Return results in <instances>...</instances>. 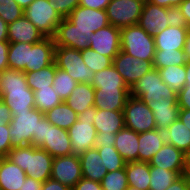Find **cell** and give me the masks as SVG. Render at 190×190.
Segmentation results:
<instances>
[{"mask_svg":"<svg viewBox=\"0 0 190 190\" xmlns=\"http://www.w3.org/2000/svg\"><path fill=\"white\" fill-rule=\"evenodd\" d=\"M184 51H185L186 59L190 60V30H189L187 37H186Z\"/></svg>","mask_w":190,"mask_h":190,"instance_id":"be15d7a7","label":"cell"},{"mask_svg":"<svg viewBox=\"0 0 190 190\" xmlns=\"http://www.w3.org/2000/svg\"><path fill=\"white\" fill-rule=\"evenodd\" d=\"M184 171H169L160 167L150 166L149 190H166Z\"/></svg>","mask_w":190,"mask_h":190,"instance_id":"d590c367","label":"cell"},{"mask_svg":"<svg viewBox=\"0 0 190 190\" xmlns=\"http://www.w3.org/2000/svg\"><path fill=\"white\" fill-rule=\"evenodd\" d=\"M126 190H140V189L132 187V186H128V188Z\"/></svg>","mask_w":190,"mask_h":190,"instance_id":"a7ac6f4b","label":"cell"},{"mask_svg":"<svg viewBox=\"0 0 190 190\" xmlns=\"http://www.w3.org/2000/svg\"><path fill=\"white\" fill-rule=\"evenodd\" d=\"M186 154L169 143L162 148L149 161L150 166L160 167L169 171H185Z\"/></svg>","mask_w":190,"mask_h":190,"instance_id":"ffe728a7","label":"cell"},{"mask_svg":"<svg viewBox=\"0 0 190 190\" xmlns=\"http://www.w3.org/2000/svg\"><path fill=\"white\" fill-rule=\"evenodd\" d=\"M9 123V134L12 148L32 145L33 134H37L38 121L44 117V113L36 108L29 112L13 113Z\"/></svg>","mask_w":190,"mask_h":190,"instance_id":"8992f818","label":"cell"},{"mask_svg":"<svg viewBox=\"0 0 190 190\" xmlns=\"http://www.w3.org/2000/svg\"><path fill=\"white\" fill-rule=\"evenodd\" d=\"M92 31L76 30V26L67 18H62L53 36L55 46H64L76 50L89 48Z\"/></svg>","mask_w":190,"mask_h":190,"instance_id":"5bb4252c","label":"cell"},{"mask_svg":"<svg viewBox=\"0 0 190 190\" xmlns=\"http://www.w3.org/2000/svg\"><path fill=\"white\" fill-rule=\"evenodd\" d=\"M166 190H190V180L183 174L177 178Z\"/></svg>","mask_w":190,"mask_h":190,"instance_id":"db71d44e","label":"cell"},{"mask_svg":"<svg viewBox=\"0 0 190 190\" xmlns=\"http://www.w3.org/2000/svg\"><path fill=\"white\" fill-rule=\"evenodd\" d=\"M10 138L9 123L5 126H0V157H6L12 149Z\"/></svg>","mask_w":190,"mask_h":190,"instance_id":"7dc6e473","label":"cell"},{"mask_svg":"<svg viewBox=\"0 0 190 190\" xmlns=\"http://www.w3.org/2000/svg\"><path fill=\"white\" fill-rule=\"evenodd\" d=\"M25 10L34 0H15Z\"/></svg>","mask_w":190,"mask_h":190,"instance_id":"003e7915","label":"cell"},{"mask_svg":"<svg viewBox=\"0 0 190 190\" xmlns=\"http://www.w3.org/2000/svg\"><path fill=\"white\" fill-rule=\"evenodd\" d=\"M81 56L85 65L94 73L110 67L113 63L110 57L101 55L90 48L81 50Z\"/></svg>","mask_w":190,"mask_h":190,"instance_id":"b9f144b4","label":"cell"},{"mask_svg":"<svg viewBox=\"0 0 190 190\" xmlns=\"http://www.w3.org/2000/svg\"><path fill=\"white\" fill-rule=\"evenodd\" d=\"M41 190H71L67 186L61 184L59 181L47 179L41 187Z\"/></svg>","mask_w":190,"mask_h":190,"instance_id":"9f6ffc18","label":"cell"},{"mask_svg":"<svg viewBox=\"0 0 190 190\" xmlns=\"http://www.w3.org/2000/svg\"><path fill=\"white\" fill-rule=\"evenodd\" d=\"M147 106L152 110L156 129L164 131L179 117V106L177 99H159L146 102Z\"/></svg>","mask_w":190,"mask_h":190,"instance_id":"ac0fdd59","label":"cell"},{"mask_svg":"<svg viewBox=\"0 0 190 190\" xmlns=\"http://www.w3.org/2000/svg\"><path fill=\"white\" fill-rule=\"evenodd\" d=\"M45 36L24 15L8 24L9 43H37Z\"/></svg>","mask_w":190,"mask_h":190,"instance_id":"7402d4cb","label":"cell"},{"mask_svg":"<svg viewBox=\"0 0 190 190\" xmlns=\"http://www.w3.org/2000/svg\"><path fill=\"white\" fill-rule=\"evenodd\" d=\"M27 175L6 157H0V190H20Z\"/></svg>","mask_w":190,"mask_h":190,"instance_id":"484cf974","label":"cell"},{"mask_svg":"<svg viewBox=\"0 0 190 190\" xmlns=\"http://www.w3.org/2000/svg\"><path fill=\"white\" fill-rule=\"evenodd\" d=\"M0 41H8V24L0 17Z\"/></svg>","mask_w":190,"mask_h":190,"instance_id":"6125c7cd","label":"cell"},{"mask_svg":"<svg viewBox=\"0 0 190 190\" xmlns=\"http://www.w3.org/2000/svg\"><path fill=\"white\" fill-rule=\"evenodd\" d=\"M121 50L141 61H153L155 55L154 36L149 35L138 24L120 29Z\"/></svg>","mask_w":190,"mask_h":190,"instance_id":"277c9868","label":"cell"},{"mask_svg":"<svg viewBox=\"0 0 190 190\" xmlns=\"http://www.w3.org/2000/svg\"><path fill=\"white\" fill-rule=\"evenodd\" d=\"M183 0H151L150 2L152 4L165 7V8H170V7H178Z\"/></svg>","mask_w":190,"mask_h":190,"instance_id":"680465c9","label":"cell"},{"mask_svg":"<svg viewBox=\"0 0 190 190\" xmlns=\"http://www.w3.org/2000/svg\"><path fill=\"white\" fill-rule=\"evenodd\" d=\"M0 98L12 114L35 108L34 91L28 87L25 73L20 70L7 68L0 72Z\"/></svg>","mask_w":190,"mask_h":190,"instance_id":"6da1fadb","label":"cell"},{"mask_svg":"<svg viewBox=\"0 0 190 190\" xmlns=\"http://www.w3.org/2000/svg\"><path fill=\"white\" fill-rule=\"evenodd\" d=\"M187 62L184 49L156 50L153 68L162 69L170 65H185Z\"/></svg>","mask_w":190,"mask_h":190,"instance_id":"74e56055","label":"cell"},{"mask_svg":"<svg viewBox=\"0 0 190 190\" xmlns=\"http://www.w3.org/2000/svg\"><path fill=\"white\" fill-rule=\"evenodd\" d=\"M90 37L89 48L112 60L121 50L120 28L111 24L92 33Z\"/></svg>","mask_w":190,"mask_h":190,"instance_id":"9a60e30c","label":"cell"},{"mask_svg":"<svg viewBox=\"0 0 190 190\" xmlns=\"http://www.w3.org/2000/svg\"><path fill=\"white\" fill-rule=\"evenodd\" d=\"M167 15L170 19L169 26L189 27L179 7L174 6L167 8Z\"/></svg>","mask_w":190,"mask_h":190,"instance_id":"bcb514c9","label":"cell"},{"mask_svg":"<svg viewBox=\"0 0 190 190\" xmlns=\"http://www.w3.org/2000/svg\"><path fill=\"white\" fill-rule=\"evenodd\" d=\"M55 43L51 37H45L34 43L30 50L29 65L25 66V72L38 71L54 63Z\"/></svg>","mask_w":190,"mask_h":190,"instance_id":"d6986e66","label":"cell"},{"mask_svg":"<svg viewBox=\"0 0 190 190\" xmlns=\"http://www.w3.org/2000/svg\"><path fill=\"white\" fill-rule=\"evenodd\" d=\"M12 113L10 108L0 100V126H5L12 120Z\"/></svg>","mask_w":190,"mask_h":190,"instance_id":"11a10c76","label":"cell"},{"mask_svg":"<svg viewBox=\"0 0 190 190\" xmlns=\"http://www.w3.org/2000/svg\"><path fill=\"white\" fill-rule=\"evenodd\" d=\"M32 145L46 150L53 158L73 154L68 130L51 124L45 116L38 121L37 134H33Z\"/></svg>","mask_w":190,"mask_h":190,"instance_id":"3957f363","label":"cell"},{"mask_svg":"<svg viewBox=\"0 0 190 190\" xmlns=\"http://www.w3.org/2000/svg\"><path fill=\"white\" fill-rule=\"evenodd\" d=\"M143 5V0H111L105 11L109 23L121 29L138 24Z\"/></svg>","mask_w":190,"mask_h":190,"instance_id":"8fae6325","label":"cell"},{"mask_svg":"<svg viewBox=\"0 0 190 190\" xmlns=\"http://www.w3.org/2000/svg\"><path fill=\"white\" fill-rule=\"evenodd\" d=\"M34 100L35 108L42 113H46L63 102L59 95L54 92L53 85L34 91Z\"/></svg>","mask_w":190,"mask_h":190,"instance_id":"f35d334b","label":"cell"},{"mask_svg":"<svg viewBox=\"0 0 190 190\" xmlns=\"http://www.w3.org/2000/svg\"><path fill=\"white\" fill-rule=\"evenodd\" d=\"M130 88L98 89L95 88L94 106L97 109L124 111Z\"/></svg>","mask_w":190,"mask_h":190,"instance_id":"44dd1931","label":"cell"},{"mask_svg":"<svg viewBox=\"0 0 190 190\" xmlns=\"http://www.w3.org/2000/svg\"><path fill=\"white\" fill-rule=\"evenodd\" d=\"M184 175L190 180V152L186 154Z\"/></svg>","mask_w":190,"mask_h":190,"instance_id":"e7e4bbea","label":"cell"},{"mask_svg":"<svg viewBox=\"0 0 190 190\" xmlns=\"http://www.w3.org/2000/svg\"><path fill=\"white\" fill-rule=\"evenodd\" d=\"M164 131L166 143L173 145L185 154L190 152V130L179 118Z\"/></svg>","mask_w":190,"mask_h":190,"instance_id":"4dcf8cb0","label":"cell"},{"mask_svg":"<svg viewBox=\"0 0 190 190\" xmlns=\"http://www.w3.org/2000/svg\"><path fill=\"white\" fill-rule=\"evenodd\" d=\"M189 27L169 26L154 35L156 50H180L185 48Z\"/></svg>","mask_w":190,"mask_h":190,"instance_id":"cb8c5ba5","label":"cell"},{"mask_svg":"<svg viewBox=\"0 0 190 190\" xmlns=\"http://www.w3.org/2000/svg\"><path fill=\"white\" fill-rule=\"evenodd\" d=\"M130 95L143 102L159 99H177V92L161 79L160 73L153 68L144 74L130 89Z\"/></svg>","mask_w":190,"mask_h":190,"instance_id":"52a82bcc","label":"cell"},{"mask_svg":"<svg viewBox=\"0 0 190 190\" xmlns=\"http://www.w3.org/2000/svg\"><path fill=\"white\" fill-rule=\"evenodd\" d=\"M54 62L57 68L66 71L78 83H90L94 77V72L85 65L80 50L55 46Z\"/></svg>","mask_w":190,"mask_h":190,"instance_id":"ba28073f","label":"cell"},{"mask_svg":"<svg viewBox=\"0 0 190 190\" xmlns=\"http://www.w3.org/2000/svg\"><path fill=\"white\" fill-rule=\"evenodd\" d=\"M116 134H104L97 133L94 143L95 148L105 147V146H114L115 145Z\"/></svg>","mask_w":190,"mask_h":190,"instance_id":"681fc988","label":"cell"},{"mask_svg":"<svg viewBox=\"0 0 190 190\" xmlns=\"http://www.w3.org/2000/svg\"><path fill=\"white\" fill-rule=\"evenodd\" d=\"M77 85L78 82L75 81L66 71L61 70L56 66V74L53 80V90L63 101L68 98Z\"/></svg>","mask_w":190,"mask_h":190,"instance_id":"ab89813d","label":"cell"},{"mask_svg":"<svg viewBox=\"0 0 190 190\" xmlns=\"http://www.w3.org/2000/svg\"><path fill=\"white\" fill-rule=\"evenodd\" d=\"M138 161L149 162L166 143L165 131L154 129L138 133Z\"/></svg>","mask_w":190,"mask_h":190,"instance_id":"603a6c76","label":"cell"},{"mask_svg":"<svg viewBox=\"0 0 190 190\" xmlns=\"http://www.w3.org/2000/svg\"><path fill=\"white\" fill-rule=\"evenodd\" d=\"M24 15V10L15 0H0V17L10 24Z\"/></svg>","mask_w":190,"mask_h":190,"instance_id":"ee69618b","label":"cell"},{"mask_svg":"<svg viewBox=\"0 0 190 190\" xmlns=\"http://www.w3.org/2000/svg\"><path fill=\"white\" fill-rule=\"evenodd\" d=\"M8 41H0V72L9 68L8 65Z\"/></svg>","mask_w":190,"mask_h":190,"instance_id":"f5cc1de1","label":"cell"},{"mask_svg":"<svg viewBox=\"0 0 190 190\" xmlns=\"http://www.w3.org/2000/svg\"><path fill=\"white\" fill-rule=\"evenodd\" d=\"M184 15V18L190 28V0H183L178 6Z\"/></svg>","mask_w":190,"mask_h":190,"instance_id":"91938a15","label":"cell"},{"mask_svg":"<svg viewBox=\"0 0 190 190\" xmlns=\"http://www.w3.org/2000/svg\"><path fill=\"white\" fill-rule=\"evenodd\" d=\"M82 177L85 179L101 182L108 172L106 167L102 166V158L97 148H91L83 152L80 156Z\"/></svg>","mask_w":190,"mask_h":190,"instance_id":"4316f807","label":"cell"},{"mask_svg":"<svg viewBox=\"0 0 190 190\" xmlns=\"http://www.w3.org/2000/svg\"><path fill=\"white\" fill-rule=\"evenodd\" d=\"M178 118L190 130V110L189 109H179V117Z\"/></svg>","mask_w":190,"mask_h":190,"instance_id":"94428289","label":"cell"},{"mask_svg":"<svg viewBox=\"0 0 190 190\" xmlns=\"http://www.w3.org/2000/svg\"><path fill=\"white\" fill-rule=\"evenodd\" d=\"M100 183L102 190H126L128 182L125 168L107 172Z\"/></svg>","mask_w":190,"mask_h":190,"instance_id":"7bdbcfd3","label":"cell"},{"mask_svg":"<svg viewBox=\"0 0 190 190\" xmlns=\"http://www.w3.org/2000/svg\"><path fill=\"white\" fill-rule=\"evenodd\" d=\"M34 43L15 42L9 43L8 65L9 68L25 72V66L29 65L30 50Z\"/></svg>","mask_w":190,"mask_h":190,"instance_id":"836d02e7","label":"cell"},{"mask_svg":"<svg viewBox=\"0 0 190 190\" xmlns=\"http://www.w3.org/2000/svg\"><path fill=\"white\" fill-rule=\"evenodd\" d=\"M67 19L76 26V30L92 31L109 25L108 16L105 10H98L77 6L67 17Z\"/></svg>","mask_w":190,"mask_h":190,"instance_id":"2e32d148","label":"cell"},{"mask_svg":"<svg viewBox=\"0 0 190 190\" xmlns=\"http://www.w3.org/2000/svg\"><path fill=\"white\" fill-rule=\"evenodd\" d=\"M97 150L102 158L103 164L101 165L106 167L108 172L125 168L127 162L114 146L99 147Z\"/></svg>","mask_w":190,"mask_h":190,"instance_id":"60d3db41","label":"cell"},{"mask_svg":"<svg viewBox=\"0 0 190 190\" xmlns=\"http://www.w3.org/2000/svg\"><path fill=\"white\" fill-rule=\"evenodd\" d=\"M6 158L25 171L28 177L37 181L44 183L51 177L54 158L44 149L31 144L12 148Z\"/></svg>","mask_w":190,"mask_h":190,"instance_id":"7a4b0ae2","label":"cell"},{"mask_svg":"<svg viewBox=\"0 0 190 190\" xmlns=\"http://www.w3.org/2000/svg\"><path fill=\"white\" fill-rule=\"evenodd\" d=\"M48 2L62 18H67L79 6V0H48Z\"/></svg>","mask_w":190,"mask_h":190,"instance_id":"f6af8a7d","label":"cell"},{"mask_svg":"<svg viewBox=\"0 0 190 190\" xmlns=\"http://www.w3.org/2000/svg\"><path fill=\"white\" fill-rule=\"evenodd\" d=\"M161 79L175 92H179L186 82L185 65H170L168 67L158 69Z\"/></svg>","mask_w":190,"mask_h":190,"instance_id":"8d00e7d4","label":"cell"},{"mask_svg":"<svg viewBox=\"0 0 190 190\" xmlns=\"http://www.w3.org/2000/svg\"><path fill=\"white\" fill-rule=\"evenodd\" d=\"M96 107H90L78 115L77 121L68 129L72 153L80 156L88 149L95 148L94 139L97 135L93 121Z\"/></svg>","mask_w":190,"mask_h":190,"instance_id":"5b68a950","label":"cell"},{"mask_svg":"<svg viewBox=\"0 0 190 190\" xmlns=\"http://www.w3.org/2000/svg\"><path fill=\"white\" fill-rule=\"evenodd\" d=\"M177 104L180 109L190 110V87H183L177 93Z\"/></svg>","mask_w":190,"mask_h":190,"instance_id":"f907efd6","label":"cell"},{"mask_svg":"<svg viewBox=\"0 0 190 190\" xmlns=\"http://www.w3.org/2000/svg\"><path fill=\"white\" fill-rule=\"evenodd\" d=\"M93 125L97 133L116 134L125 127L124 112L96 108Z\"/></svg>","mask_w":190,"mask_h":190,"instance_id":"d4e9b609","label":"cell"},{"mask_svg":"<svg viewBox=\"0 0 190 190\" xmlns=\"http://www.w3.org/2000/svg\"><path fill=\"white\" fill-rule=\"evenodd\" d=\"M42 184V182L27 176L20 190H41Z\"/></svg>","mask_w":190,"mask_h":190,"instance_id":"6f0895ef","label":"cell"},{"mask_svg":"<svg viewBox=\"0 0 190 190\" xmlns=\"http://www.w3.org/2000/svg\"><path fill=\"white\" fill-rule=\"evenodd\" d=\"M28 87L32 91L39 90L40 88H49L53 85V80L56 74V63L44 67L38 71L24 72Z\"/></svg>","mask_w":190,"mask_h":190,"instance_id":"e575fe53","label":"cell"},{"mask_svg":"<svg viewBox=\"0 0 190 190\" xmlns=\"http://www.w3.org/2000/svg\"><path fill=\"white\" fill-rule=\"evenodd\" d=\"M110 1L111 0H79V5L86 8L105 10Z\"/></svg>","mask_w":190,"mask_h":190,"instance_id":"816d5d0a","label":"cell"},{"mask_svg":"<svg viewBox=\"0 0 190 190\" xmlns=\"http://www.w3.org/2000/svg\"><path fill=\"white\" fill-rule=\"evenodd\" d=\"M44 116L51 124L64 130H68L78 119V114L65 101L48 110Z\"/></svg>","mask_w":190,"mask_h":190,"instance_id":"d6a6232c","label":"cell"},{"mask_svg":"<svg viewBox=\"0 0 190 190\" xmlns=\"http://www.w3.org/2000/svg\"><path fill=\"white\" fill-rule=\"evenodd\" d=\"M128 186L140 190H149L150 188V165L149 162H127L125 165Z\"/></svg>","mask_w":190,"mask_h":190,"instance_id":"f546056e","label":"cell"},{"mask_svg":"<svg viewBox=\"0 0 190 190\" xmlns=\"http://www.w3.org/2000/svg\"><path fill=\"white\" fill-rule=\"evenodd\" d=\"M169 21L167 8L144 2L138 25L149 35L154 36L169 27Z\"/></svg>","mask_w":190,"mask_h":190,"instance_id":"e0dca14e","label":"cell"},{"mask_svg":"<svg viewBox=\"0 0 190 190\" xmlns=\"http://www.w3.org/2000/svg\"><path fill=\"white\" fill-rule=\"evenodd\" d=\"M125 127L142 133L156 129L152 110L140 98L129 96L124 107Z\"/></svg>","mask_w":190,"mask_h":190,"instance_id":"30bf717a","label":"cell"},{"mask_svg":"<svg viewBox=\"0 0 190 190\" xmlns=\"http://www.w3.org/2000/svg\"><path fill=\"white\" fill-rule=\"evenodd\" d=\"M24 16L45 36L55 35L62 17L51 7L48 0H34L25 10Z\"/></svg>","mask_w":190,"mask_h":190,"instance_id":"9c48e42d","label":"cell"},{"mask_svg":"<svg viewBox=\"0 0 190 190\" xmlns=\"http://www.w3.org/2000/svg\"><path fill=\"white\" fill-rule=\"evenodd\" d=\"M51 179L72 189L82 178L81 163L78 155L55 157L52 163Z\"/></svg>","mask_w":190,"mask_h":190,"instance_id":"4fadbf2b","label":"cell"},{"mask_svg":"<svg viewBox=\"0 0 190 190\" xmlns=\"http://www.w3.org/2000/svg\"><path fill=\"white\" fill-rule=\"evenodd\" d=\"M138 133L124 127L116 133L114 147L126 162L138 161Z\"/></svg>","mask_w":190,"mask_h":190,"instance_id":"83f0119b","label":"cell"},{"mask_svg":"<svg viewBox=\"0 0 190 190\" xmlns=\"http://www.w3.org/2000/svg\"><path fill=\"white\" fill-rule=\"evenodd\" d=\"M94 94L95 88L90 83H78L65 102L79 115L94 106Z\"/></svg>","mask_w":190,"mask_h":190,"instance_id":"f1b7e54d","label":"cell"},{"mask_svg":"<svg viewBox=\"0 0 190 190\" xmlns=\"http://www.w3.org/2000/svg\"><path fill=\"white\" fill-rule=\"evenodd\" d=\"M90 84L98 89L129 88L113 64L110 67L95 72Z\"/></svg>","mask_w":190,"mask_h":190,"instance_id":"1f68e13d","label":"cell"},{"mask_svg":"<svg viewBox=\"0 0 190 190\" xmlns=\"http://www.w3.org/2000/svg\"><path fill=\"white\" fill-rule=\"evenodd\" d=\"M71 190H102L101 183L81 178Z\"/></svg>","mask_w":190,"mask_h":190,"instance_id":"c3c4849f","label":"cell"},{"mask_svg":"<svg viewBox=\"0 0 190 190\" xmlns=\"http://www.w3.org/2000/svg\"><path fill=\"white\" fill-rule=\"evenodd\" d=\"M186 70V82L184 87H190V60H187L185 64Z\"/></svg>","mask_w":190,"mask_h":190,"instance_id":"03108f58","label":"cell"},{"mask_svg":"<svg viewBox=\"0 0 190 190\" xmlns=\"http://www.w3.org/2000/svg\"><path fill=\"white\" fill-rule=\"evenodd\" d=\"M112 64L130 89L144 74L153 69V61H141L122 50L113 58Z\"/></svg>","mask_w":190,"mask_h":190,"instance_id":"7c38bea8","label":"cell"}]
</instances>
